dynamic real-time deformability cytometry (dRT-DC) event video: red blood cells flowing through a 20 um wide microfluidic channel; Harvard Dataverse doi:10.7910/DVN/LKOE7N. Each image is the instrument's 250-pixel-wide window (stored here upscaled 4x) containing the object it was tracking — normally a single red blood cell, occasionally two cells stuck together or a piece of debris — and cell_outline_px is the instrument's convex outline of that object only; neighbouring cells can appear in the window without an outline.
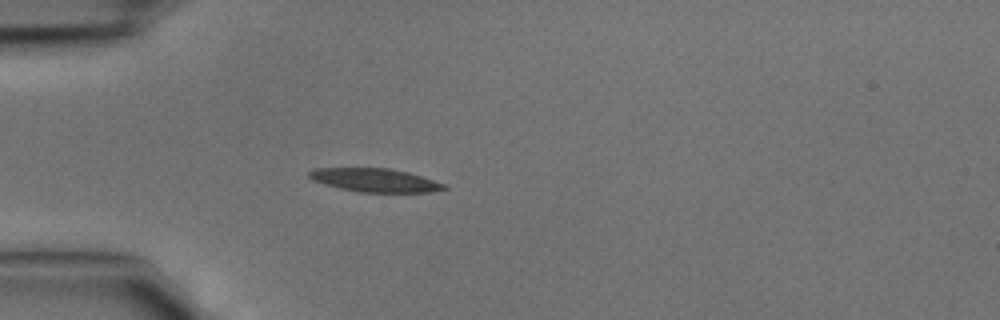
{"species": "common noctule bat (a hibernating species)", "species_latin": "Nyctalus noctula", "temperature_condition": "cold", "stored_images_in_passage": 3, "camera_frame_rate_fps": 3000, "um_per_image_px": 0.085, "animal": {"sex": "male", "body_mass_g": 15.6}, "frame": {"image": 1, "passage_image": 3, "time_ms": 0.667, "image_size_px": [1000, 320], "cell_outline_px": [[448, 188], [428, 192], [356, 192], [324, 184], [312, 180], [308, 176], [308, 172], [316, 168], [388, 168], [408, 172], [448, 184]], "centroid_in_image_um": [31.88, 15.31], "position_along_channel_um": 53.1, "area_um2": 18.5}}